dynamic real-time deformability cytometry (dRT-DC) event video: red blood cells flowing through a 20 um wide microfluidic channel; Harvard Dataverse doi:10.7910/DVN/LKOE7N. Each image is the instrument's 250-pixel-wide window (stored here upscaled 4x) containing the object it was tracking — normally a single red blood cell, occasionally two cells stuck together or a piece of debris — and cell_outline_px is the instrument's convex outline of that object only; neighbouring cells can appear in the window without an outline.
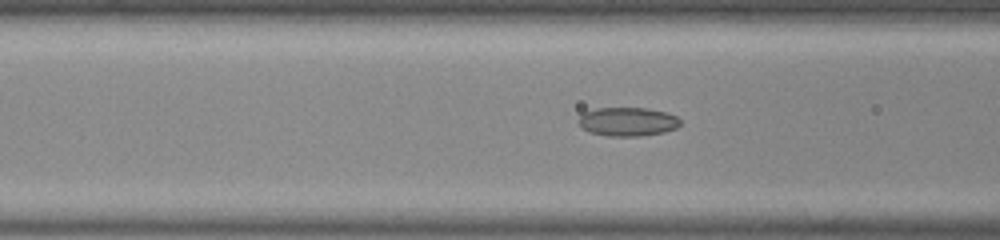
{"species": "common noctule bat (a hibernating species)", "species_latin": "Nyctalus noctula", "temperature_condition": "room temperature", "stored_images_in_passage": 47, "camera_frame_rate_fps": 3000, "um_per_image_px": 0.085, "animal": {"sex": "male", "body_mass_g": 20.0, "forearm_length_mm": 53.3}, "frame": {"image": 1, "passage_image": 22, "time_ms": 7.0, "image_size_px": [1000, 240], "cell_outline_px": [[680, 124], [676, 128], [664, 132], [640, 136], [608, 136], [588, 132], [576, 120], [584, 112], [596, 108], [648, 108], [668, 112], [676, 116], [680, 120]], "centroid_in_image_um": [53.35, 10.34], "position_along_channel_um": 113.2, "area_um2": 17.17}}
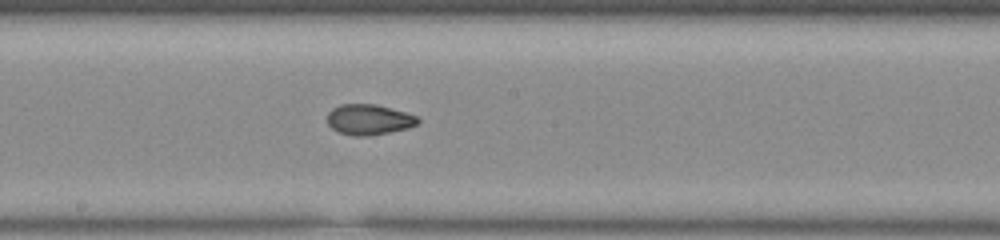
{"frame": {"image": 2, "passage_image": 30, "time_ms": 9.667, "image_size_px": [1000, 240], "cell_outline_px": [[420, 120], [416, 124], [408, 128], [368, 136], [352, 136], [340, 132], [332, 128], [328, 124], [328, 112], [332, 108], [340, 104], [376, 104], [404, 112], [416, 116]], "centroid_in_image_um": [31.33, 10.16], "position_along_channel_um": 216.9, "area_um2": 15.95}}
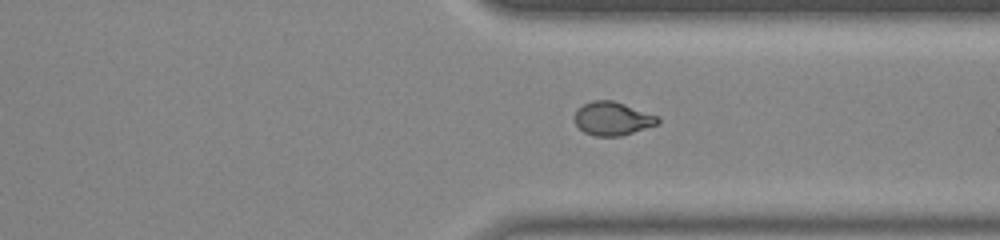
{"frame": {"image": 3, "passage_image": 41, "time_ms": 13.333, "image_size_px": [1000, 240], "cell_outline_px": [[660, 124], [620, 136], [592, 136], [584, 132], [576, 124], [576, 112], [584, 104], [592, 100], [612, 100], [624, 104], [656, 116], [660, 120]], "centroid_in_image_um": [52.07, 10.09], "position_along_channel_um": 359.3, "area_um2": 15.95}}